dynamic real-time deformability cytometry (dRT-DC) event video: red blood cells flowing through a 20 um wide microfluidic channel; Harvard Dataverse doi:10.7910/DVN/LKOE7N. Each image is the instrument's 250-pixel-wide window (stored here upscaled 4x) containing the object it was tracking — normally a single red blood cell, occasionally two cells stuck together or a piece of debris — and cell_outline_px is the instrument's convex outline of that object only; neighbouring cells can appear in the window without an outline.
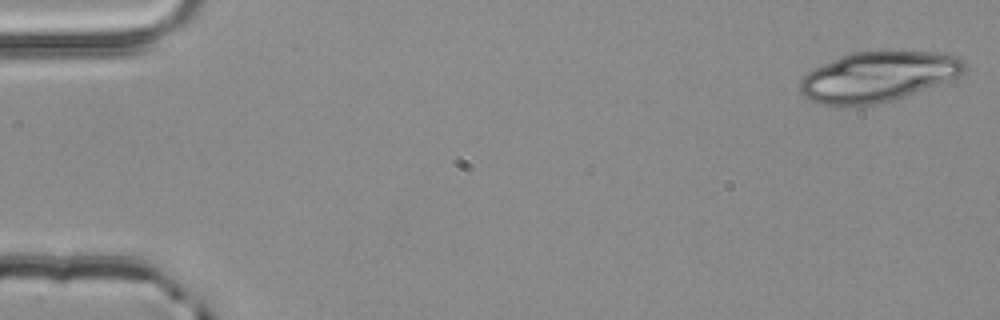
{"species": "common noctule bat (a hibernating species)", "species_latin": "Nyctalus noctula", "temperature_condition": "room temperature", "stored_images_in_passage": 4, "camera_frame_rate_fps": 3000, "um_per_image_px": 0.085, "animal": {"sex": "male", "body_mass_g": 20.4}, "frame": {"image": 1, "passage_image": 1, "time_ms": 0.0, "image_size_px": [1000, 320], "cell_outline_px": [[968, 68], [964, 72], [948, 80], [904, 96], [892, 100], [876, 104], [836, 108], [812, 100], [804, 96], [800, 92], [800, 80], [808, 72], [824, 64], [852, 52], [888, 48], [944, 52], [960, 56], [964, 60]], "centroid_in_image_um": [74.68, 6.47], "position_along_channel_um": 10.3, "area_um2": 49.13}}